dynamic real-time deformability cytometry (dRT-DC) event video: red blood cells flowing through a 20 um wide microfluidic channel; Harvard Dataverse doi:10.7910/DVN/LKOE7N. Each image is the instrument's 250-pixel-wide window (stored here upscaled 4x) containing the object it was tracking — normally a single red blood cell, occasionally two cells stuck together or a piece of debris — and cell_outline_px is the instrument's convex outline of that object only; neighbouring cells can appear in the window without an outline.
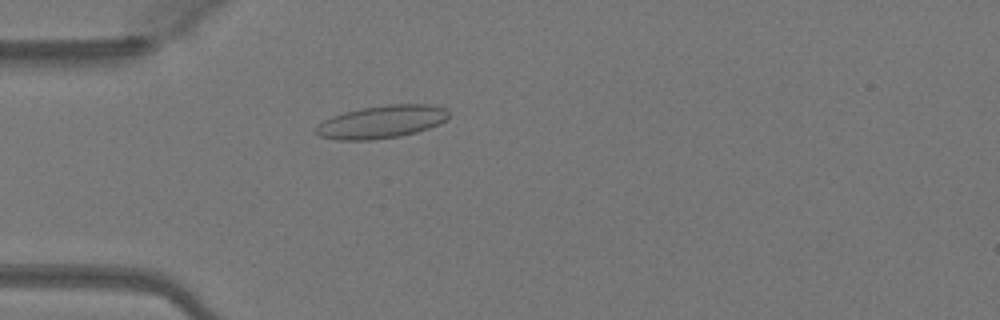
{"species": "Egyptian fruit bat (a non-hibernating species)", "species_latin": "Rousettus aegyptiacus", "temperature_condition": "warm", "stored_images_in_passage": 40, "camera_frame_rate_fps": 3000, "um_per_image_px": 0.085, "animal": {"sex": "female"}, "frame": {"image": 1, "passage_image": 5, "time_ms": 1.333, "image_size_px": [1000, 320], "cell_outline_px": [[448, 120], [440, 124], [416, 132], [400, 136], [372, 140], [336, 140], [320, 136], [316, 132], [316, 124], [332, 116], [344, 112], [364, 108], [388, 104], [428, 104], [444, 108], [448, 112]], "centroid_in_image_um": [32.44, 10.36], "position_along_channel_um": 52.6, "area_um2": 25.37}}
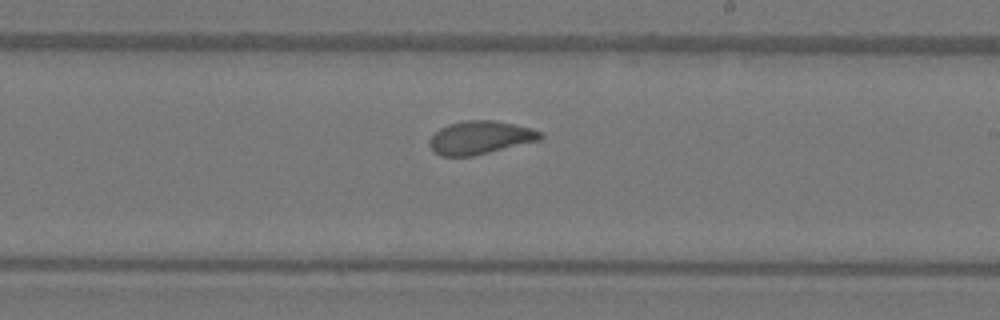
{"frame": {"image": 2, "passage_image": 20, "time_ms": 6.333, "image_size_px": [1000, 320], "cell_outline_px": [[544, 136], [540, 140], [472, 156], [440, 156], [428, 144], [428, 140], [440, 128], [448, 124], [464, 120], [496, 120], [532, 128], [544, 132]], "centroid_in_image_um": [40.84, 11.68], "position_along_channel_um": 248.2, "area_um2": 21.5}}
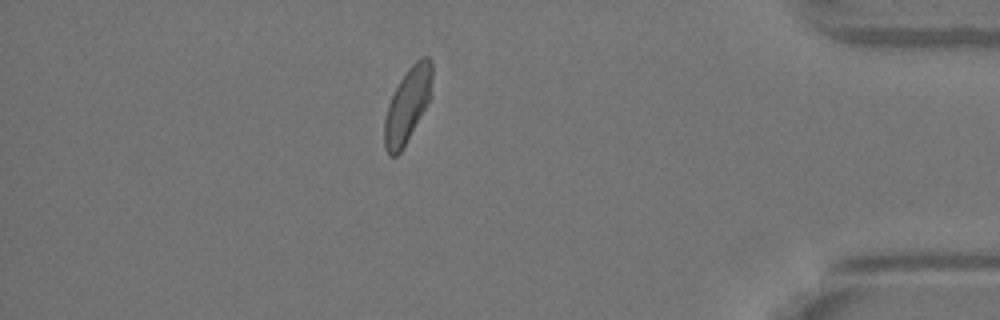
{"frame": {"image": 3, "passage_image": 34, "time_ms": 11.0, "image_size_px": [1000, 320], "cell_outline_px": [[432, 96], [400, 152], [396, 156], [388, 156], [384, 148], [384, 120], [388, 104], [400, 80], [408, 68], [416, 60], [424, 56], [428, 56], [432, 60]], "centroid_in_image_um": [34.65, 8.91], "position_along_channel_um": 400.6, "area_um2": 20.69}, "authors_computed_cell_mechanics": {"area_um2": 21.6172, "velocity_mm_per_s": 4.0789, "shape_relaxation_time_tau1_ms": 4.5152, "shape_relaxation_time_tau2_ms": 1.0018, "deformation_change_tau1": 0.1345, "deformation_change_tau2": 0.0664}}